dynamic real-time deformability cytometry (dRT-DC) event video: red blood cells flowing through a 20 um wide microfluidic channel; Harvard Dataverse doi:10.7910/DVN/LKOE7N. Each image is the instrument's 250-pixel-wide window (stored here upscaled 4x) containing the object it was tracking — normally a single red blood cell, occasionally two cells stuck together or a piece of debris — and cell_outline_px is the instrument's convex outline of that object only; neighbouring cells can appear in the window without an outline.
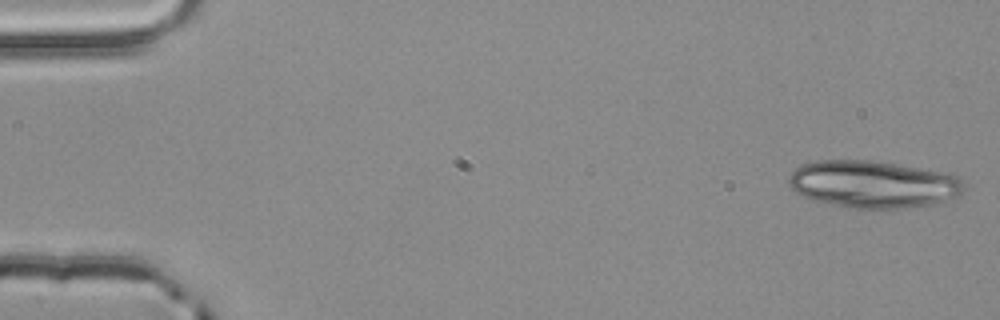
{"species": "common noctule bat (a hibernating species)", "species_latin": "Nyctalus noctula", "temperature_condition": "room temperature", "stored_images_in_passage": 13, "camera_frame_rate_fps": 3000, "um_per_image_px": 0.085, "animal": {"sex": "male", "body_mass_g": 20.4}, "frame": {"image": 1, "passage_image": 1, "time_ms": 0.0, "image_size_px": [1000, 320], "cell_outline_px": [[964, 192], [956, 196], [936, 204], [904, 208], [848, 208], [816, 200], [804, 196], [796, 192], [788, 184], [788, 176], [800, 164], [816, 160], [872, 160], [948, 172], [956, 176], [960, 180], [964, 188]], "centroid_in_image_um": [74.21, 15.65], "position_along_channel_um": 10.8, "area_um2": 48.44}}